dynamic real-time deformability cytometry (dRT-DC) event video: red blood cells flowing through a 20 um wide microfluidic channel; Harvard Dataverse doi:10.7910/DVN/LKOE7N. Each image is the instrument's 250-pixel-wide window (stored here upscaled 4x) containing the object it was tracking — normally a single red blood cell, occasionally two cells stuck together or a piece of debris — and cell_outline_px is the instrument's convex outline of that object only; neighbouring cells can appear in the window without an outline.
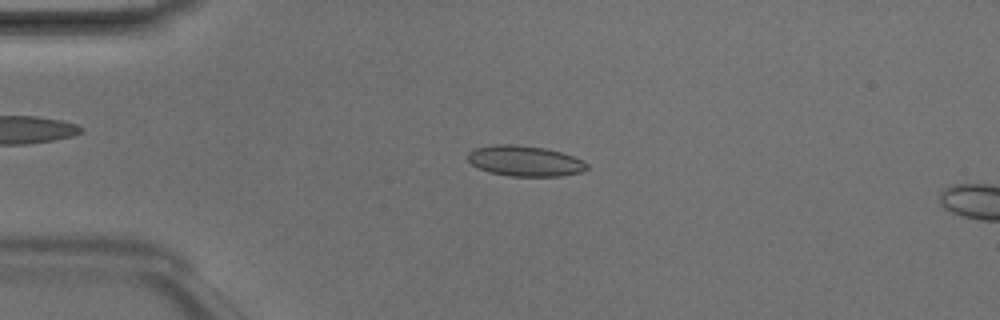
{"species": "Egyptian fruit bat (a non-hibernating species)", "species_latin": "Rousettus aegyptiacus", "temperature_condition": "room temperature", "stored_images_in_passage": 12, "camera_frame_rate_fps": 3000, "um_per_image_px": 0.085, "animal": {"sex": "male"}, "frame": {"image": 1, "passage_image": 9, "time_ms": 2.667, "image_size_px": [1000, 320], "cell_outline_px": [[588, 168], [580, 172], [560, 176], [508, 176], [488, 172], [472, 164], [468, 160], [468, 152], [476, 148], [496, 144], [516, 144], [544, 148], [560, 152], [584, 160], [588, 164]], "centroid_in_image_um": [44.62, 13.68], "position_along_channel_um": 40.4, "area_um2": 21.15}}